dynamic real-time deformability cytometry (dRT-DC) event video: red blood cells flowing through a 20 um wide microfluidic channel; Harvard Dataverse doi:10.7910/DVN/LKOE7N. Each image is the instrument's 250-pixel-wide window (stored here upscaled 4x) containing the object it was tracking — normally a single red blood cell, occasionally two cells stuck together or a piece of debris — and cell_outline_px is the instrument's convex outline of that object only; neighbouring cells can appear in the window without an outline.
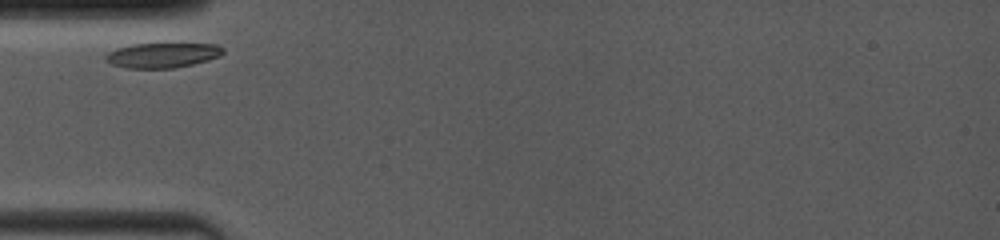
{"species": "common noctule bat (a hibernating species)", "species_latin": "Nyctalus noctula", "temperature_condition": "room temperature", "stored_images_in_passage": 9, "camera_frame_rate_fps": 4000, "um_per_image_px": 0.085, "animal": {"sex": "female", "body_mass_g": 19.0, "forearm_length_mm": 53.3}, "frame": {"image": 1, "passage_image": 1, "time_ms": 0.0, "image_size_px": [1000, 240], "cell_outline_px": [[224, 52], [208, 60], [192, 64], [172, 68], [124, 68], [112, 64], [104, 60], [104, 56], [108, 52], [116, 48], [132, 44], [216, 44], [224, 48]], "centroid_in_image_um": [13.74, 4.69], "position_along_channel_um": 71.3, "area_um2": 16.94}}
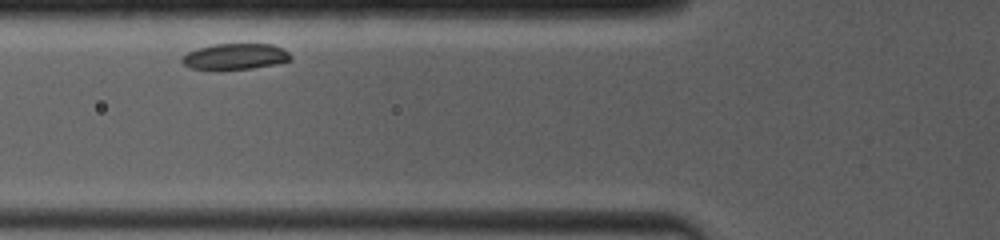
{"frame": {"image": 2, "passage_image": 3, "time_ms": 1.0, "image_size_px": [1000, 240], "cell_outline_px": [[292, 60], [276, 64], [252, 68], [220, 72], [212, 72], [188, 68], [180, 60], [188, 52], [212, 44], [272, 44], [284, 48], [292, 56]], "centroid_in_image_um": [19.97, 4.85], "position_along_channel_um": 105.8, "area_um2": 17.17}}